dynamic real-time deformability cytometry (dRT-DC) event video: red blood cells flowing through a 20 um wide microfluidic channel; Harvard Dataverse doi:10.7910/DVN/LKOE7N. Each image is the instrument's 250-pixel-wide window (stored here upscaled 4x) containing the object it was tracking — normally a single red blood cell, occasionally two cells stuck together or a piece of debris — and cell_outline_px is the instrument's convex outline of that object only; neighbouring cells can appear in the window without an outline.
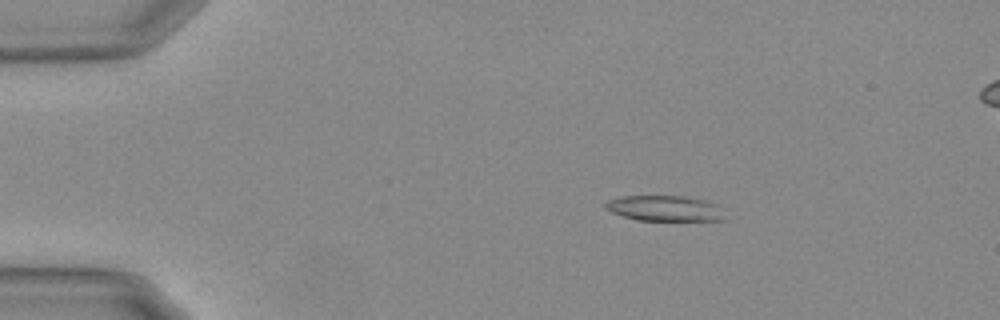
{"species": "Egyptian fruit bat (a non-hibernating species)", "species_latin": "Rousettus aegyptiacus", "temperature_condition": "warm", "stored_images_in_passage": 57, "camera_frame_rate_fps": 3000, "um_per_image_px": 0.085, "animal": {"sex": "female"}, "frame": {"image": 1, "passage_image": 11, "time_ms": 3.333, "image_size_px": [1000, 320], "cell_outline_px": [[728, 220], [636, 220], [612, 212], [604, 204], [608, 200], [620, 196], [684, 196], [704, 200], [720, 204]], "centroid_in_image_um": [56.59, 17.7], "position_along_channel_um": 28.4, "area_um2": 17.86}}
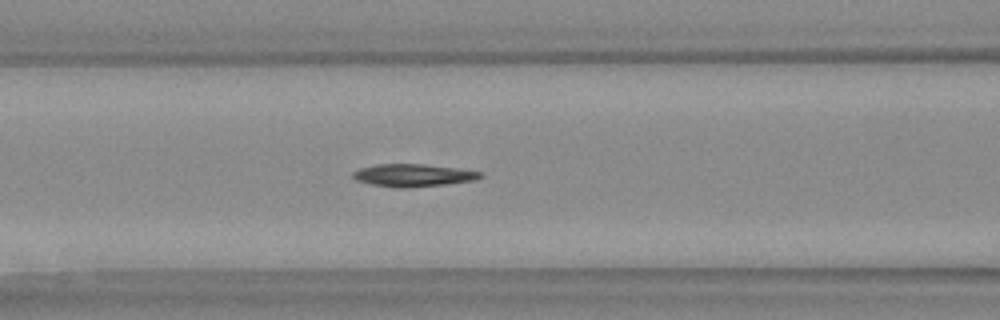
{"frame": {"image": 2, "passage_image": 25, "time_ms": 8.0, "image_size_px": [1000, 320], "cell_outline_px": [[484, 176], [476, 180], [444, 184], [408, 188], [400, 188], [372, 184], [356, 180], [352, 176], [352, 172], [360, 168], [376, 164], [424, 164], [480, 172]], "centroid_in_image_um": [35.08, 14.9], "position_along_channel_um": 131.5, "area_um2": 16.53}}
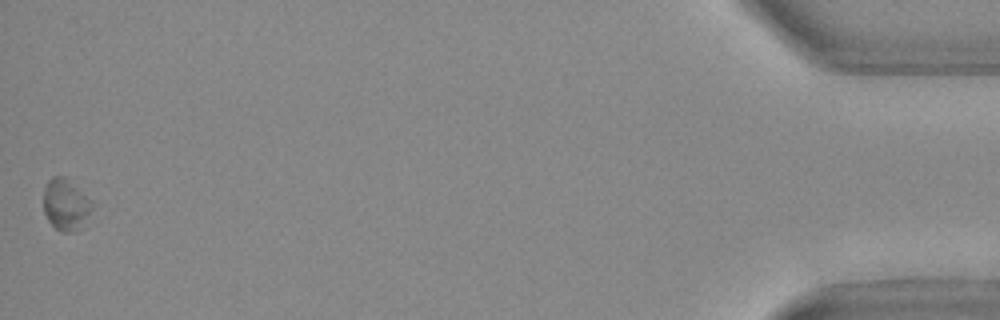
{"frame": {"image": 3, "passage_image": 57, "time_ms": 18.667, "image_size_px": [1000, 320], "cell_outline_px": [[96, 204], [68, 232], [60, 232], [48, 220], [44, 212], [44, 188], [48, 180], [52, 176], [64, 176], [92, 200]], "centroid_in_image_um": [5.53, 17.29], "position_along_channel_um": 429.7, "area_um2": 13.76}, "authors_computed_cell_mechanics": {"area_um2": 16.9354, "velocity_mm_per_s": 3.6476, "shape_relaxation_time_tau1_ms": 1.7012, "shape_relaxation_time_tau2_ms": 6.2235, "deformation_change_tau1": 0.0871, "deformation_change_tau2": 0.1125}}